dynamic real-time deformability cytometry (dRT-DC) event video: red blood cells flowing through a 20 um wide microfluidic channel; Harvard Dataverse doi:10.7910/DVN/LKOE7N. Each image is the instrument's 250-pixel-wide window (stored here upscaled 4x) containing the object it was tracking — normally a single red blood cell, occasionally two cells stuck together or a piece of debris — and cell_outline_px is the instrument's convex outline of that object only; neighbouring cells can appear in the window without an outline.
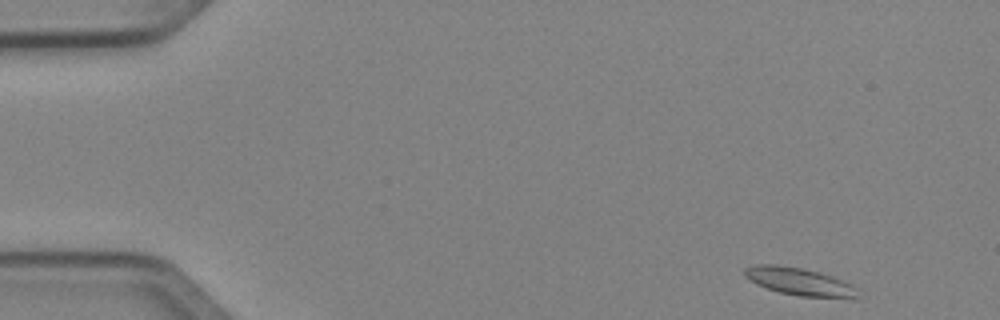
{"species": "Egyptian fruit bat (a non-hibernating species)", "species_latin": "Rousettus aegyptiacus", "temperature_condition": "cold", "stored_images_in_passage": 48, "camera_frame_rate_fps": 3000, "um_per_image_px": 0.085, "animal": {"sex": "female"}, "frame": {"image": 1, "passage_image": 1, "time_ms": 0.0, "image_size_px": [1000, 320], "cell_outline_px": [[860, 288], [856, 296], [800, 296], [780, 292], [756, 284], [744, 276], [744, 268], [752, 264], [776, 264], [800, 268], [820, 272], [832, 276], [852, 284]], "centroid_in_image_um": [67.88, 23.89], "position_along_channel_um": 17.1, "area_um2": 17.86}}
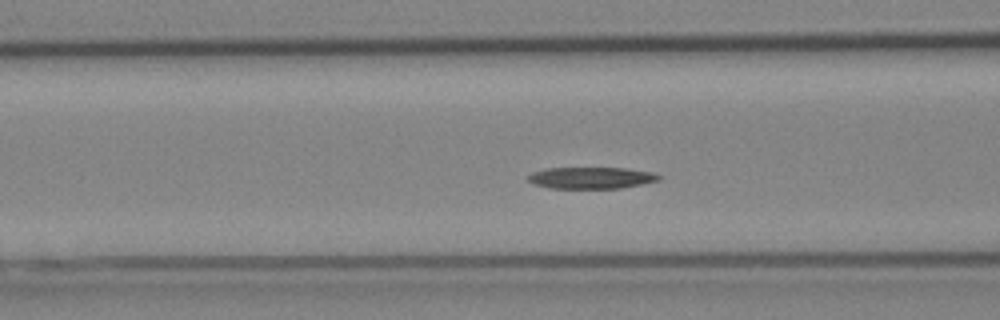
{"frame": {"image": 2, "passage_image": 17, "time_ms": 5.333, "image_size_px": [1000, 320], "cell_outline_px": [[660, 180], [620, 188], [552, 188], [536, 184], [528, 180], [528, 176], [532, 172], [544, 168], [624, 168], [652, 172], [660, 176]], "centroid_in_image_um": [50.24, 15.11], "position_along_channel_um": 116.4, "area_um2": 16.24}}
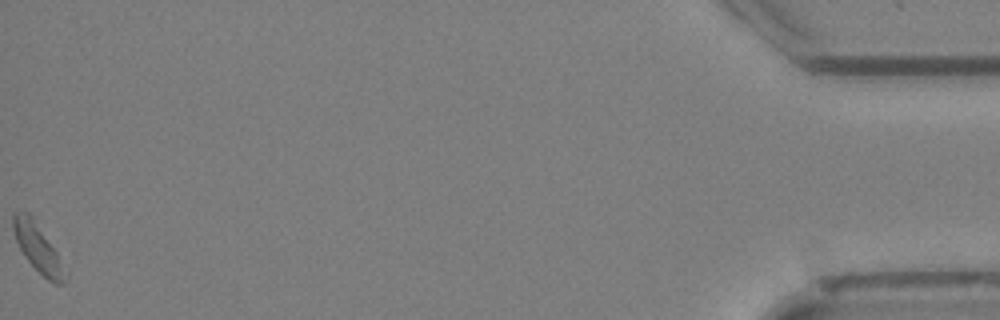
{"frame": {"image": 3, "passage_image": 48, "time_ms": 15.667, "image_size_px": [1000, 320], "cell_outline_px": [[68, 280], [64, 284], [56, 284], [48, 280], [24, 256], [16, 240], [12, 228], [12, 216], [16, 212], [28, 212], [56, 252], [68, 272]], "centroid_in_image_um": [3.24, 21.13], "position_along_channel_um": 432.0, "area_um2": 14.22}, "authors_computed_cell_mechanics": {"area_um2": 17.1088, "velocity_mm_per_s": 3.9803, "shape_relaxation_time_tau1_ms": 6.9657, "shape_relaxation_time_tau2_ms": null, "deformation_change_tau1": 0.1207, "deformation_change_tau2": null}}